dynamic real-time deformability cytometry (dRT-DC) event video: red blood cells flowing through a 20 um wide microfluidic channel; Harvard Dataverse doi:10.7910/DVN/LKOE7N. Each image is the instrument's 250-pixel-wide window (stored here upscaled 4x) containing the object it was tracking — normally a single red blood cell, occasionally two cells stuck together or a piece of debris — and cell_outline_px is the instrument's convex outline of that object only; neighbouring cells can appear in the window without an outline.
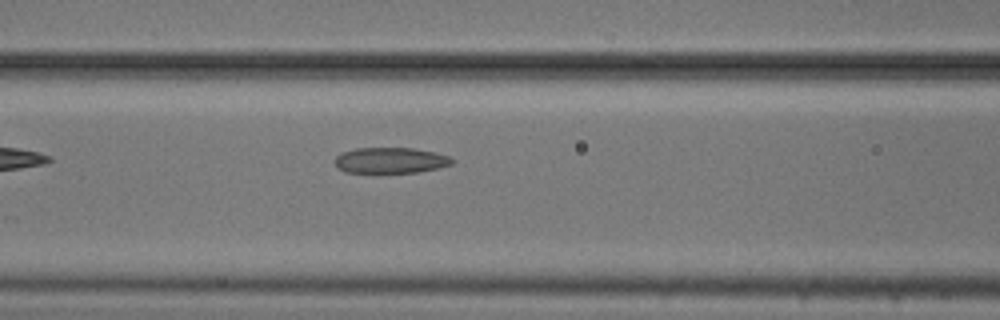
{"species": "common noctule bat (a hibernating species)", "species_latin": "Nyctalus noctula", "temperature_condition": "cold", "stored_images_in_passage": 30, "camera_frame_rate_fps": 3000, "um_per_image_px": 0.085, "animal": {"sex": "male", "body_mass_g": 20.5, "forearm_length_mm": 52.5}, "frame": {"image": 1, "passage_image": 8, "time_ms": 2.333, "image_size_px": [1000, 320], "cell_outline_px": [[456, 160], [452, 164], [436, 168], [416, 172], [344, 172], [336, 168], [332, 160], [340, 152], [356, 148], [412, 148], [436, 152], [448, 156]], "centroid_in_image_um": [33.13, 13.62], "position_along_channel_um": 133.5, "area_um2": 17.74}}
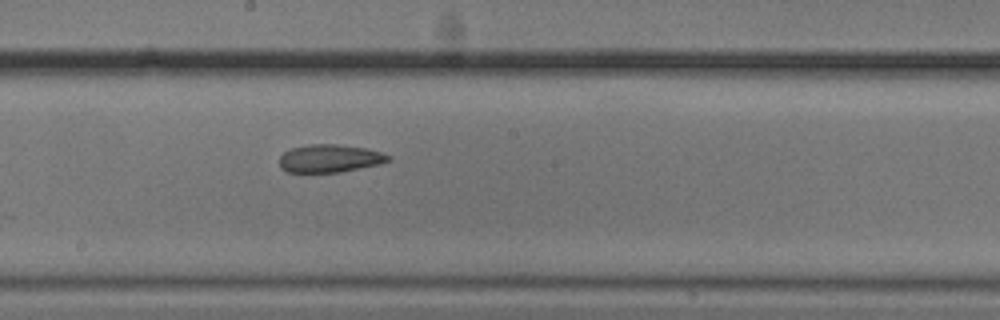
{"frame": {"image": 2, "passage_image": 15, "time_ms": 4.667, "image_size_px": [1000, 320], "cell_outline_px": [[392, 160], [380, 164], [340, 172], [288, 172], [280, 168], [280, 156], [284, 152], [292, 148], [308, 144], [336, 144], [368, 148], [384, 152], [392, 156]], "centroid_in_image_um": [28.09, 13.46], "position_along_channel_um": 220.1, "area_um2": 17.92}}
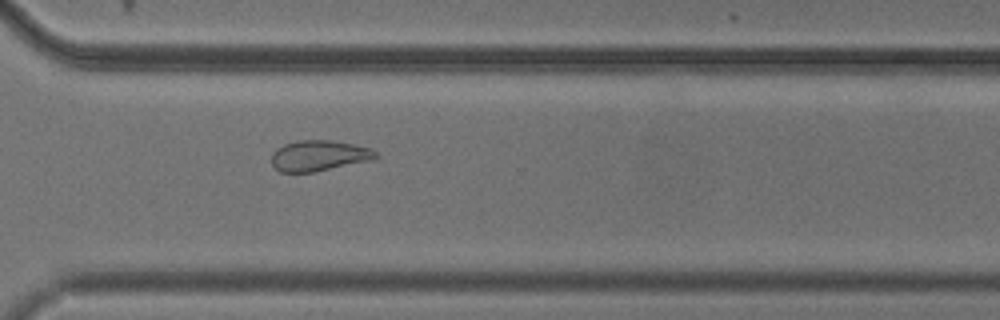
{"frame": {"image": 3, "passage_image": 25, "time_ms": 8.0, "image_size_px": [1000, 320], "cell_outline_px": [[380, 156], [368, 160], [312, 172], [280, 172], [272, 164], [272, 152], [276, 148], [284, 144], [300, 140], [332, 140], [372, 148]], "centroid_in_image_um": [27.08, 13.21], "position_along_channel_um": 343.5, "area_um2": 18.38}, "authors_computed_cell_mechanics": {"area_um2": 17.7735, "velocity_mm_per_s": 3.7179, "shape_relaxation_time_tau1_ms": null, "shape_relaxation_time_tau2_ms": 4.7028, "deformation_change_tau1": null, "deformation_change_tau2": 0.1074}}